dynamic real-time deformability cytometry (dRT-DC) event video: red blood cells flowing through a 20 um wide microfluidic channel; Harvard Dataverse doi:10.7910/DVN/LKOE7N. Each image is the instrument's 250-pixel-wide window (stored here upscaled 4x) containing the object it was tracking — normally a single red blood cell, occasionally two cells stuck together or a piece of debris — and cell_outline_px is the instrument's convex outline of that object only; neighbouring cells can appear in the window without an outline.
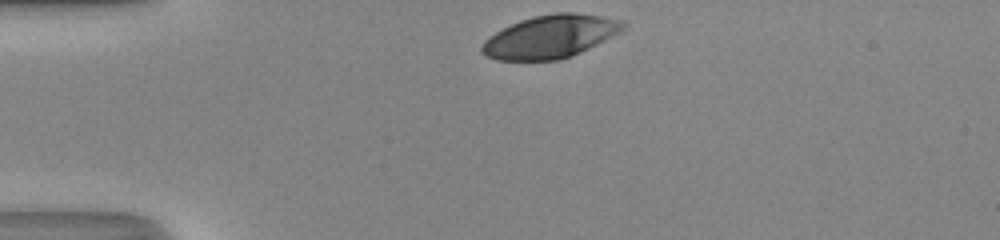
{"species": "human", "species_latin": "Homo sapiens", "temperature_condition": "room temperature", "stored_images_in_passage": 29, "camera_frame_rate_fps": 3000, "um_per_image_px": 0.085, "donor": {"sex": "male"}, "frame": {"image": 1, "passage_image": 1, "time_ms": 0.0, "image_size_px": [1000, 240], "cell_outline_px": [[628, 24], [620, 32], [572, 56], [560, 60], [496, 60], [484, 56], [480, 52], [480, 48], [484, 40], [488, 36], [520, 20], [532, 16], [556, 12], [572, 12], [604, 16], [624, 20]], "centroid_in_image_um": [46.77, 3.1], "position_along_channel_um": 38.2, "area_um2": 35.55}}
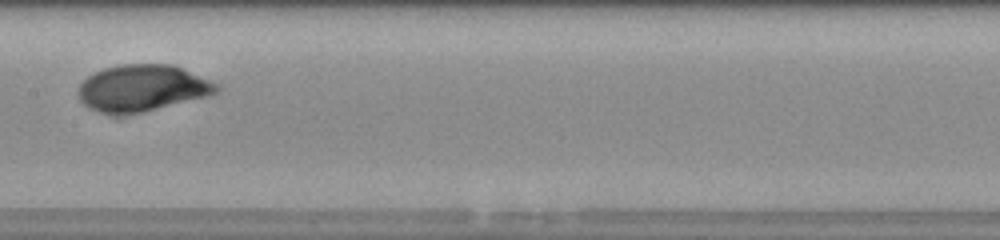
{"frame": {"image": 2, "passage_image": 15, "time_ms": 4.667, "image_size_px": [1000, 240], "cell_outline_px": [[220, 88], [216, 92], [208, 96], [144, 112], [120, 116], [112, 116], [88, 108], [80, 100], [80, 84], [88, 76], [104, 68], [120, 64], [172, 64], [208, 80], [216, 84]], "centroid_in_image_um": [12.05, 7.51], "position_along_channel_um": 195.3, "area_um2": 37.45}}
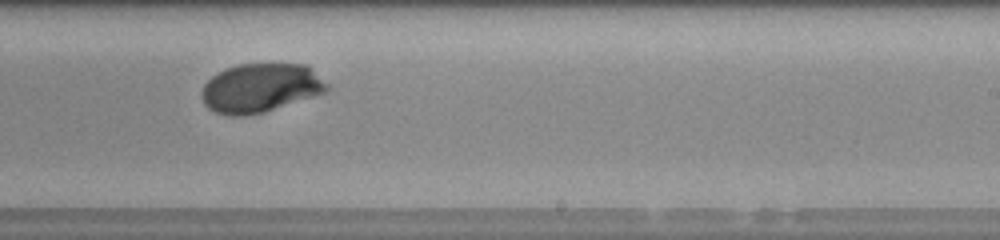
{"frame": {"image": 3, "passage_image": 20, "time_ms": 6.333, "image_size_px": [1000, 240], "cell_outline_px": [[328, 92], [264, 112], [244, 116], [228, 116], [216, 112], [208, 108], [204, 104], [200, 96], [200, 92], [204, 84], [212, 76], [224, 68], [240, 64], [308, 64], [328, 84]], "centroid_in_image_um": [22.13, 7.48], "position_along_channel_um": 266.9, "area_um2": 36.07}, "authors_computed_cell_mechanics": {"area_um2": 36.5296, "velocity_mm_per_s": 4.3005, "shape_relaxation_time_tau1_ms": 2.8543, "shape_relaxation_time_tau2_ms": null, "deformation_change_tau1": 0.1661, "deformation_change_tau2": null}}